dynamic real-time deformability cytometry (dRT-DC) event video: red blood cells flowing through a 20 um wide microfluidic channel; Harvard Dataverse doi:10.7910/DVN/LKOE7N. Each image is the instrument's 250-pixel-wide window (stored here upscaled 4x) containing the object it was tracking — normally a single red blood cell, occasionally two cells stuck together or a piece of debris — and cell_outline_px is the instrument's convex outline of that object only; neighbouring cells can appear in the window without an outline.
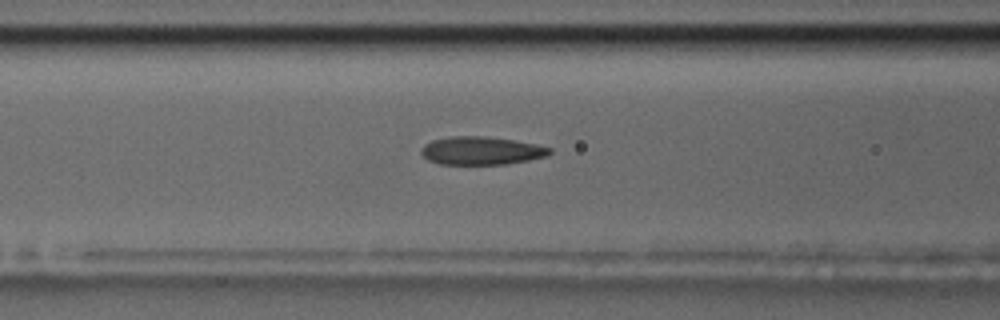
{"species": "common noctule bat (a hibernating species)", "species_latin": "Nyctalus noctula", "temperature_condition": "room temperature", "stored_images_in_passage": 42, "camera_frame_rate_fps": 3000, "um_per_image_px": 0.085, "animal": {"sex": "male", "body_mass_g": 17.5, "forearm_length_mm": 52.3}, "frame": {"image": 1, "passage_image": 19, "time_ms": 6.0, "image_size_px": [1000, 320], "cell_outline_px": [[552, 152], [548, 156], [528, 160], [504, 164], [440, 164], [428, 160], [420, 152], [420, 148], [424, 144], [432, 140], [452, 136], [484, 136], [512, 140], [536, 144], [552, 148]], "centroid_in_image_um": [40.9, 12.81], "position_along_channel_um": 125.7, "area_um2": 21.04}}
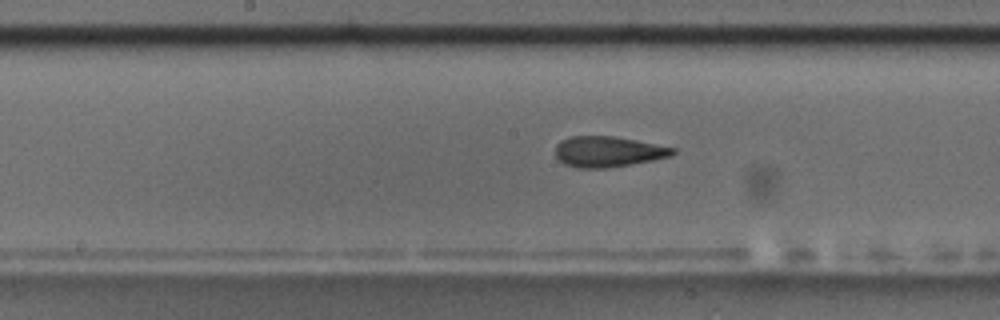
{"frame": {"image": 2, "passage_image": 25, "time_ms": 8.0, "image_size_px": [1000, 320], "cell_outline_px": [[676, 152], [672, 156], [652, 160], [604, 168], [580, 168], [564, 164], [556, 156], [556, 144], [560, 140], [568, 136], [616, 136], [676, 148]], "centroid_in_image_um": [51.67, 12.87], "position_along_channel_um": 196.5, "area_um2": 20.92}}
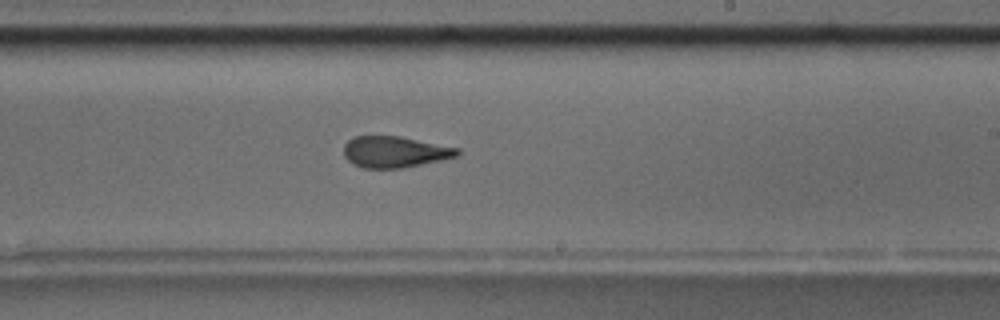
{"frame": {"image": 3, "passage_image": 30, "time_ms": 9.667, "image_size_px": [1000, 320], "cell_outline_px": [[460, 152], [456, 156], [440, 160], [400, 168], [364, 168], [348, 160], [344, 156], [344, 144], [352, 136], [400, 136], [460, 148]], "centroid_in_image_um": [33.54, 12.89], "position_along_channel_um": 255.5, "area_um2": 20.52}}